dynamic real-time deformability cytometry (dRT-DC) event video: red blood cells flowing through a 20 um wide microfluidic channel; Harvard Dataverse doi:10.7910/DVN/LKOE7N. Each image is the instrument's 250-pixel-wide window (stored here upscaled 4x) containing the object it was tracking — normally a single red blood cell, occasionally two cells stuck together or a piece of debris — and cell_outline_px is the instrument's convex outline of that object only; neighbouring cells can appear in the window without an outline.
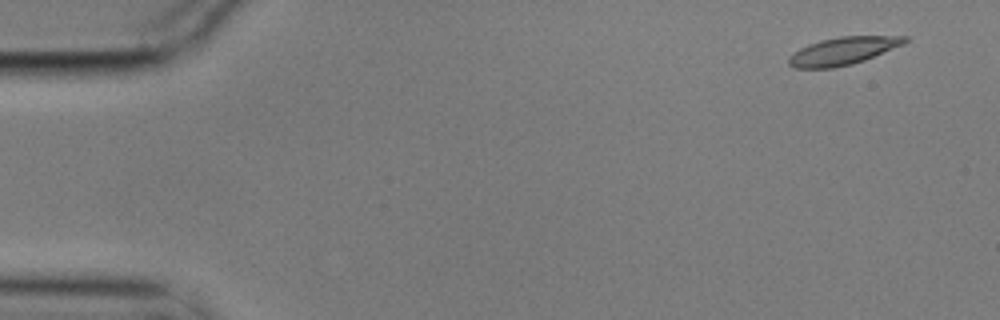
{"species": "common noctule bat (a hibernating species)", "species_latin": "Nyctalus noctula", "temperature_condition": "cold", "stored_images_in_passage": 10, "camera_frame_rate_fps": 3000, "um_per_image_px": 0.085, "animal": {"sex": "male", "body_mass_g": 17.9}, "frame": {"image": 1, "passage_image": 1, "time_ms": 0.0, "image_size_px": [1000, 320], "cell_outline_px": [[908, 40], [904, 44], [864, 60], [852, 64], [832, 68], [796, 68], [788, 64], [788, 60], [800, 48], [808, 44], [820, 40], [840, 36], [908, 36]], "centroid_in_image_um": [71.67, 4.32], "position_along_channel_um": 13.3, "area_um2": 18.5}}
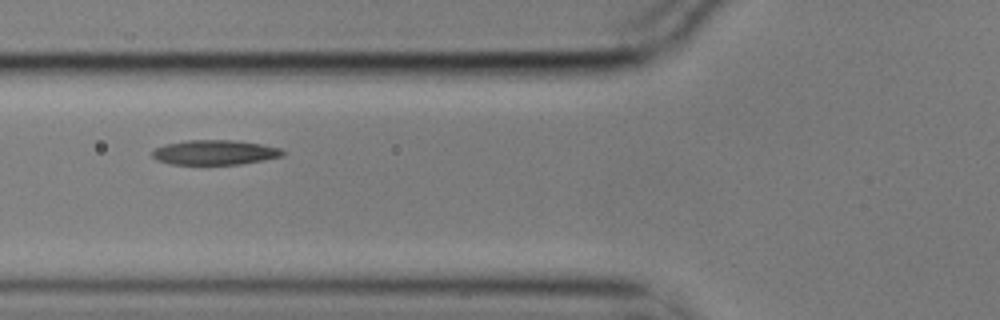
{"frame": {"image": 2, "passage_image": 6, "time_ms": 1.667, "image_size_px": [1000, 320], "cell_outline_px": [[284, 156], [264, 160], [240, 164], [172, 164], [156, 160], [152, 156], [152, 152], [156, 148], [164, 144], [188, 140], [232, 140], [260, 144], [280, 148], [284, 152]], "centroid_in_image_um": [18.25, 12.95], "position_along_channel_um": 107.5, "area_um2": 18.73}}
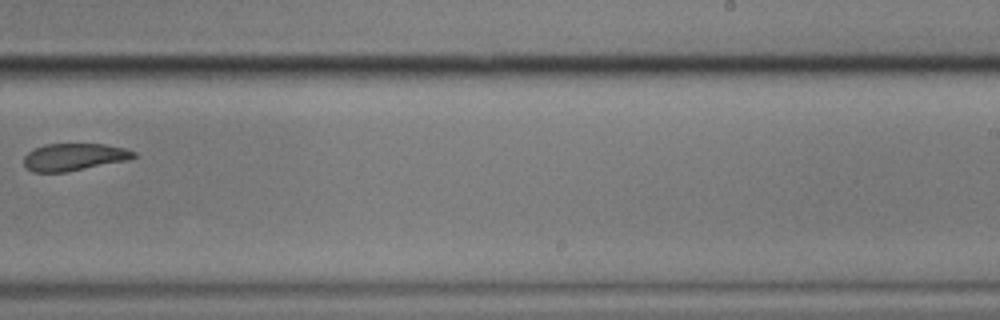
{"frame": {"image": 3, "passage_image": 10, "time_ms": 3.0, "image_size_px": [1000, 320], "cell_outline_px": [[136, 156], [128, 160], [68, 172], [32, 172], [24, 164], [24, 156], [28, 152], [44, 144], [104, 144], [124, 148], [136, 152]], "centroid_in_image_um": [6.3, 13.35], "position_along_channel_um": 282.7, "area_um2": 17.46}}